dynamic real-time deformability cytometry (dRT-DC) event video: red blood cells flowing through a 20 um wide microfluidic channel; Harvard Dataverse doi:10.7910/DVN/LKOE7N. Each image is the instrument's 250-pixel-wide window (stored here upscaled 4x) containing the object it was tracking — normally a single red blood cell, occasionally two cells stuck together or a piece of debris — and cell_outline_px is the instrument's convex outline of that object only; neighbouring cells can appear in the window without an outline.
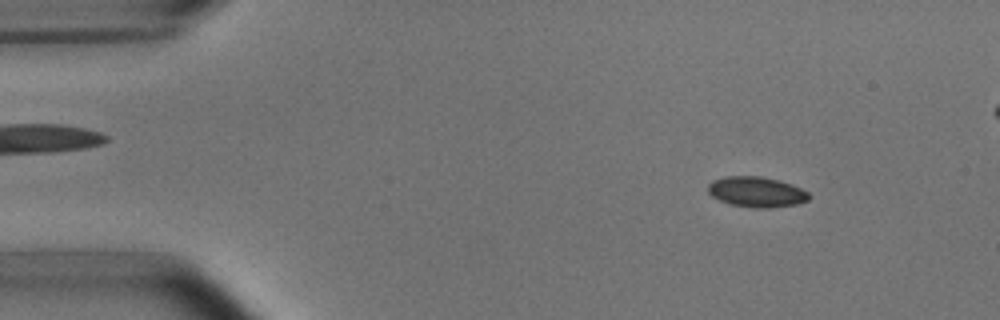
{"species": "common noctule bat (a hibernating species)", "species_latin": "Nyctalus noctula", "temperature_condition": "room temperature", "stored_images_in_passage": 7, "camera_frame_rate_fps": 3000, "um_per_image_px": 0.085, "animal": {"sex": "male", "body_mass_g": 15.6}, "frame": {"image": 1, "passage_image": 1, "time_ms": 0.0, "image_size_px": [1000, 320], "cell_outline_px": [[808, 200], [796, 204], [768, 208], [752, 208], [732, 204], [720, 200], [712, 196], [708, 192], [708, 184], [712, 180], [724, 176], [760, 176], [792, 184], [808, 192]], "centroid_in_image_um": [64.27, 16.31], "position_along_channel_um": 20.7, "area_um2": 17.74}}
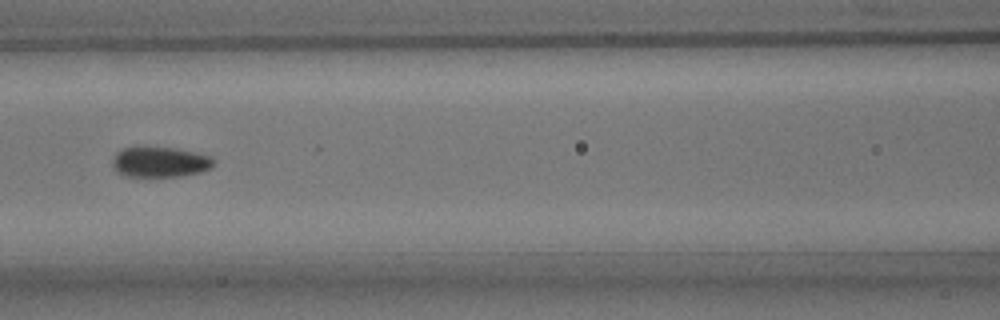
{"frame": {"image": 2, "passage_image": 6, "time_ms": 5.667, "image_size_px": [1000, 320], "cell_outline_px": [[216, 164], [212, 168], [200, 172], [180, 176], [124, 176], [116, 172], [112, 164], [112, 160], [116, 152], [124, 148], [176, 148], [212, 156], [216, 160]], "centroid_in_image_um": [13.64, 13.78], "position_along_channel_um": 153.0, "area_um2": 17.92}}
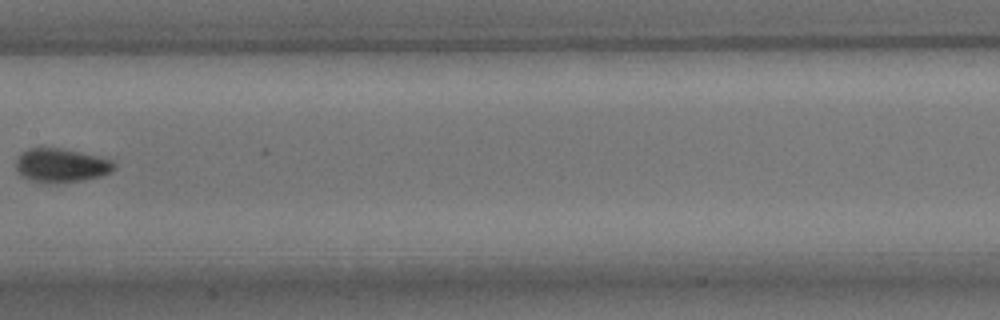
{"frame": {"image": 3, "passage_image": 7, "time_ms": 7.0, "image_size_px": [1000, 320], "cell_outline_px": [[116, 168], [112, 172], [100, 176], [80, 180], [48, 184], [44, 184], [20, 176], [16, 168], [16, 160], [20, 152], [28, 148], [60, 148], [80, 152], [112, 160], [116, 164]], "centroid_in_image_um": [5.17, 14.06], "position_along_channel_um": 202.2, "area_um2": 19.48}}